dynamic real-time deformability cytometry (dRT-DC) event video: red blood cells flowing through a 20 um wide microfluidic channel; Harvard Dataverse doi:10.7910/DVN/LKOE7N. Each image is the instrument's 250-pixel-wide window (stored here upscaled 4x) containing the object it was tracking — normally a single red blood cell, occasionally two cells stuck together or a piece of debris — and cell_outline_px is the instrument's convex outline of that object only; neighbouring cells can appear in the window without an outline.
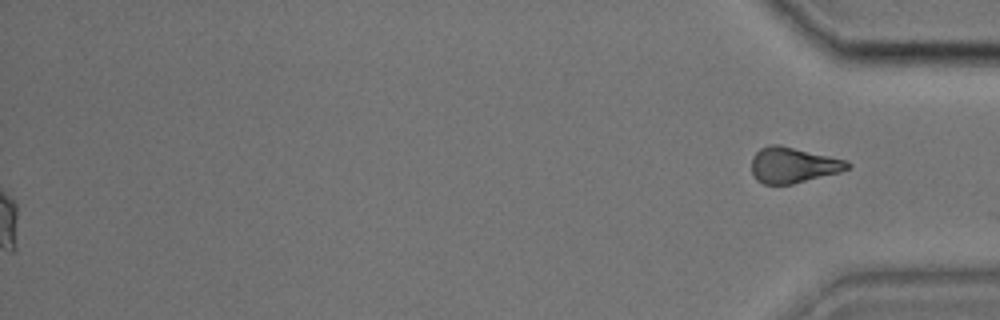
{"species": "common noctule bat (a hibernating species)", "species_latin": "Nyctalus noctula", "temperature_condition": "cold", "stored_images_in_passage": 37, "segment_of_instrument_passage": [2, 2], "camera_frame_rate_fps": 3000, "um_per_image_px": 0.085, "animal": {"sex": "male", "body_mass_g": 17.9, "forearm_length_mm": 54.2}, "frame": {"image": 1, "passage_image": 37, "time_ms": 12.0, "image_size_px": [1000, 320], "cell_outline_px": [[852, 168], [840, 172], [792, 184], [764, 184], [756, 180], [752, 172], [752, 156], [760, 148], [768, 144], [780, 144], [848, 160], [852, 164]], "centroid_in_image_um": [67.44, 14.02], "position_along_channel_um": 367.8, "area_um2": 20.23}}